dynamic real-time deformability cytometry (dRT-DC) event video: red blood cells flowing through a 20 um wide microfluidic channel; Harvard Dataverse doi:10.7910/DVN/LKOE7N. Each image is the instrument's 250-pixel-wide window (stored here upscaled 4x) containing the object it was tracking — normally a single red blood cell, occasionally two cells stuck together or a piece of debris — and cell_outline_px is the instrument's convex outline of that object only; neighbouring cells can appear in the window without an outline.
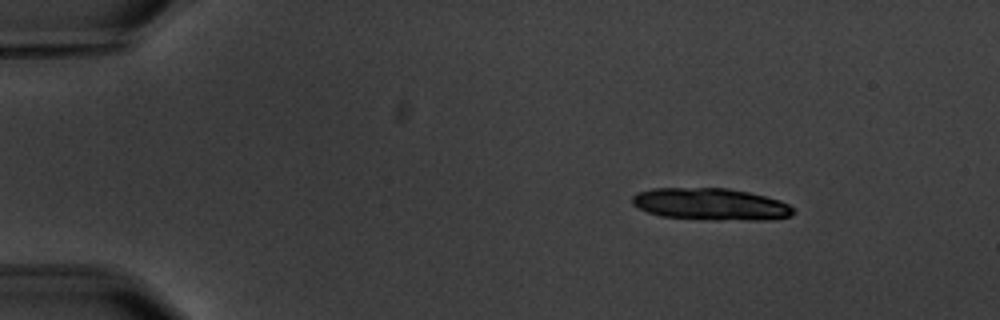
{"species": "common noctule bat (a hibernating species)", "species_latin": "Nyctalus noctula", "temperature_condition": "warm", "stored_images_in_passage": 4, "camera_frame_rate_fps": 3000, "um_per_image_px": 0.085, "animal": {"sex": "male", "body_mass_g": 20.1, "forearm_length_mm": 53.5}, "frame": {"image": 1, "passage_image": 1, "time_ms": 0.0, "image_size_px": [1000, 320], "cell_outline_px": [[796, 212], [792, 216], [772, 220], [716, 220], [660, 216], [648, 212], [632, 204], [632, 196], [636, 192], [652, 188], [728, 188], [748, 192], [780, 200], [788, 204]], "centroid_in_image_um": [60.43, 17.36], "position_along_channel_um": 24.6, "area_um2": 30.23}}